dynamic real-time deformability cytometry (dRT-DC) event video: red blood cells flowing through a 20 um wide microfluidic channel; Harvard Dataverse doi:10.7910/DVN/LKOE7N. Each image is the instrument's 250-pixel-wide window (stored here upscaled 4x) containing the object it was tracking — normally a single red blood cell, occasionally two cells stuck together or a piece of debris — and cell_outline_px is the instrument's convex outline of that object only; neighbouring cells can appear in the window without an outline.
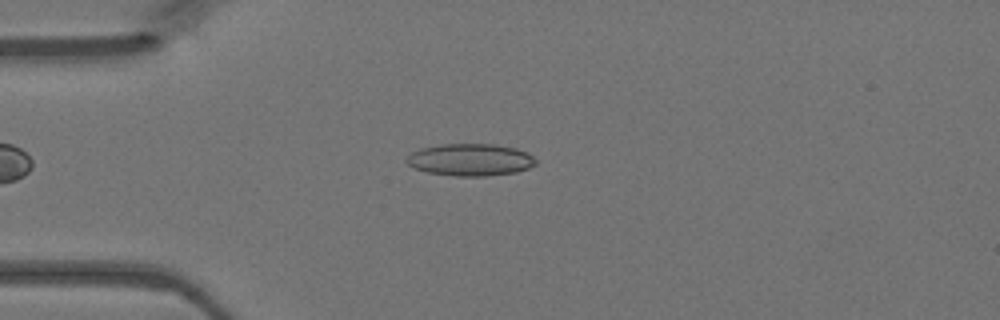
{"species": "Egyptian fruit bat (a non-hibernating species)", "species_latin": "Rousettus aegyptiacus", "temperature_condition": "warm", "stored_images_in_passage": 42, "camera_frame_rate_fps": 3000, "um_per_image_px": 0.085, "animal": {"sex": "female"}, "frame": {"image": 1, "passage_image": 11, "time_ms": 3.333, "image_size_px": [1000, 320], "cell_outline_px": [[536, 164], [528, 168], [516, 172], [488, 176], [456, 176], [428, 172], [416, 168], [408, 164], [404, 160], [412, 152], [420, 148], [440, 144], [492, 144], [516, 148], [528, 152], [536, 160]], "centroid_in_image_um": [39.99, 13.57], "position_along_channel_um": 45.0, "area_um2": 24.22}}
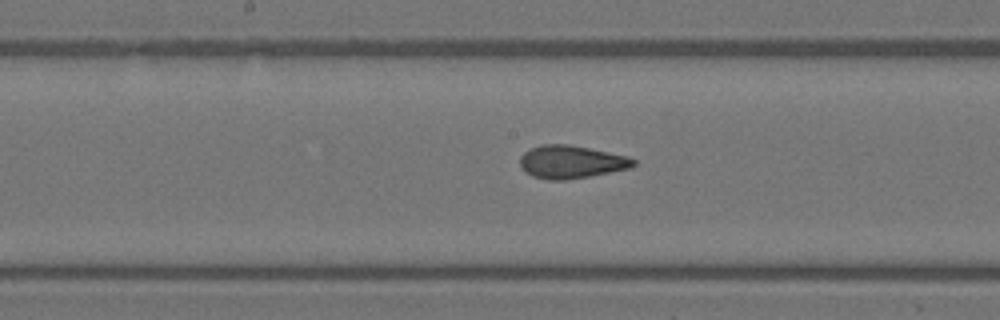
{"frame": {"image": 2, "passage_image": 23, "time_ms": 7.333, "image_size_px": [1000, 320], "cell_outline_px": [[636, 164], [632, 168], [588, 176], [564, 180], [548, 180], [532, 176], [524, 172], [520, 168], [520, 156], [524, 152], [540, 144], [568, 144], [628, 156], [636, 160]], "centroid_in_image_um": [48.53, 13.76], "position_along_channel_um": 199.7, "area_um2": 21.85}}
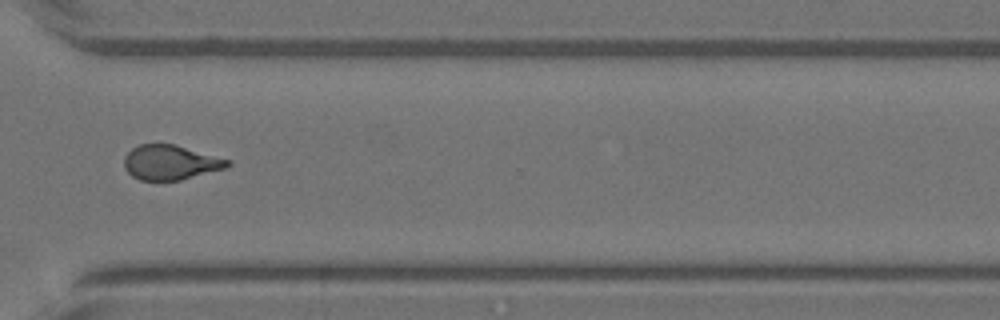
{"frame": {"image": 3, "passage_image": 34, "time_ms": 11.0, "image_size_px": [1000, 320], "cell_outline_px": [[232, 164], [228, 168], [180, 180], [140, 180], [132, 176], [124, 168], [124, 156], [132, 148], [140, 144], [176, 144], [232, 160]], "centroid_in_image_um": [14.53, 13.8], "position_along_channel_um": 356.1, "area_um2": 21.21}}